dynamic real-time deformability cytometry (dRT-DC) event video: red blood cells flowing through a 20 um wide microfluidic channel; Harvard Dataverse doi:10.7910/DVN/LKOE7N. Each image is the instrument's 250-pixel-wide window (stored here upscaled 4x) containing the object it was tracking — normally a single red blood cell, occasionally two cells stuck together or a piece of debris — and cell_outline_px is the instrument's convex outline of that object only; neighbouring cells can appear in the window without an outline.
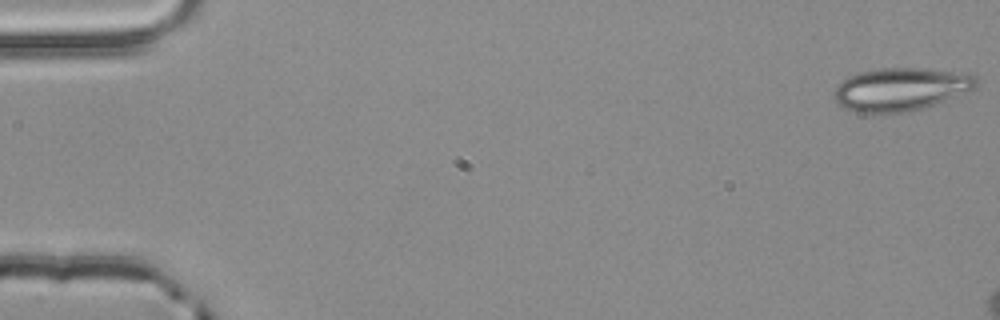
{"species": "common noctule bat (a hibernating species)", "species_latin": "Nyctalus noctula", "temperature_condition": "room temperature", "stored_images_in_passage": 9, "camera_frame_rate_fps": 3000, "um_per_image_px": 0.085, "animal": {"sex": "male", "body_mass_g": 20.4}, "frame": {"image": 1, "passage_image": 1, "time_ms": 0.0, "image_size_px": [1000, 320], "cell_outline_px": [[980, 84], [976, 88], [968, 92], [936, 104], [924, 108], [908, 112], [856, 112], [844, 108], [836, 104], [832, 96], [836, 84], [848, 76], [860, 72], [880, 68], [924, 68], [972, 72], [980, 80]], "centroid_in_image_um": [76.62, 7.57], "position_along_channel_um": 8.4, "area_um2": 36.53}}